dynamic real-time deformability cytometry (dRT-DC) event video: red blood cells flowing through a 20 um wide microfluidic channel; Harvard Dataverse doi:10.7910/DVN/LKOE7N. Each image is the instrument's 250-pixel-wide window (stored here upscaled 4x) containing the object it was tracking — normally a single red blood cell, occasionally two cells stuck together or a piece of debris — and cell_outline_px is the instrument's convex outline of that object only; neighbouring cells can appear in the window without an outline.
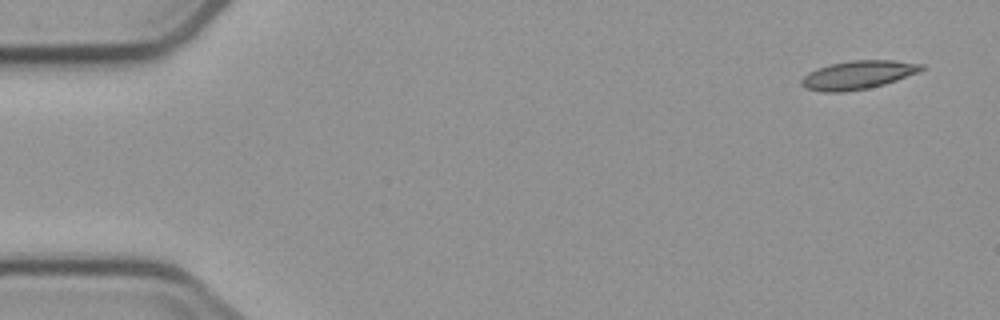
{"species": "common noctule bat (a hibernating species)", "species_latin": "Nyctalus noctula", "temperature_condition": "cold", "stored_images_in_passage": 6, "camera_frame_rate_fps": 3000, "um_per_image_px": 0.085, "animal": {"sex": "male", "body_mass_g": 23.1, "forearm_length_mm": 52.7}, "frame": {"image": 1, "passage_image": 1, "time_ms": 0.0, "image_size_px": [1000, 320], "cell_outline_px": [[924, 68], [920, 72], [884, 84], [868, 88], [844, 92], [820, 92], [804, 88], [800, 84], [800, 80], [808, 72], [816, 68], [828, 64], [852, 60], [892, 60], [924, 64]], "centroid_in_image_um": [72.89, 6.37], "position_along_channel_um": 12.1, "area_um2": 20.11}}
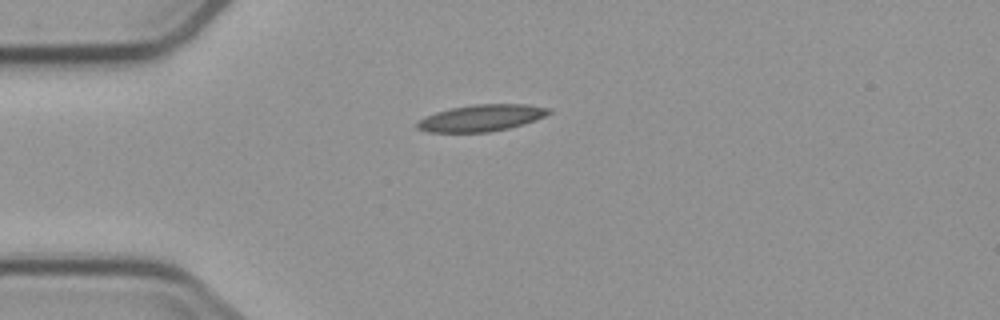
{"frame": {"image": 2, "passage_image": 4, "time_ms": 3.667, "image_size_px": [1000, 320], "cell_outline_px": [[552, 112], [544, 116], [524, 124], [508, 128], [488, 132], [428, 132], [416, 128], [416, 124], [424, 116], [436, 112], [452, 108], [476, 104], [528, 104], [552, 108]], "centroid_in_image_um": [40.93, 10.02], "position_along_channel_um": 44.1, "area_um2": 20.4}}
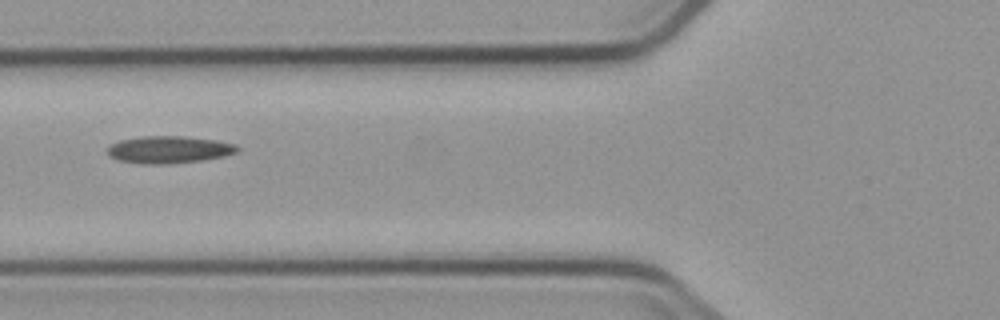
{"frame": {"image": 3, "passage_image": 6, "time_ms": 6.0, "image_size_px": [1000, 320], "cell_outline_px": [[240, 152], [224, 156], [200, 160], [168, 164], [144, 164], [120, 160], [108, 156], [108, 148], [112, 144], [120, 140], [140, 136], [184, 136], [216, 140], [236, 144], [240, 148]], "centroid_in_image_um": [14.4, 12.71], "position_along_channel_um": 111.4, "area_um2": 20.63}}